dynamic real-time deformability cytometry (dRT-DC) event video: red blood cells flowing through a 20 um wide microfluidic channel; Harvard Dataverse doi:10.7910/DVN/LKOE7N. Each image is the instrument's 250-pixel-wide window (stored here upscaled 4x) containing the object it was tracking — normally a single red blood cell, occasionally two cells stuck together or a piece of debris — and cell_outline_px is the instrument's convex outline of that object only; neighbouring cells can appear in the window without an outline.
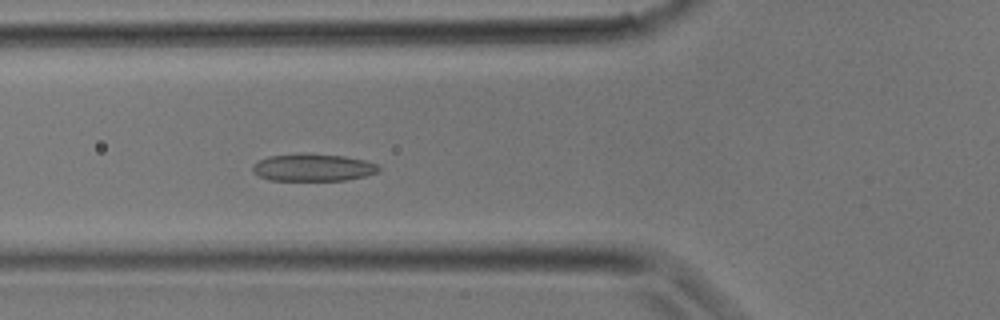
{"species": "common noctule bat (a hibernating species)", "species_latin": "Nyctalus noctula", "temperature_condition": "room temperature", "stored_images_in_passage": 12, "camera_frame_rate_fps": 3000, "um_per_image_px": 0.085, "animal": {"sex": "male", "body_mass_g": 17.9}, "frame": {"image": 1, "passage_image": 12, "time_ms": 3.667, "image_size_px": [1000, 320], "cell_outline_px": [[380, 172], [348, 180], [268, 180], [252, 172], [252, 164], [268, 156], [344, 156], [364, 160], [380, 164]], "centroid_in_image_um": [26.66, 14.28], "position_along_channel_um": 99.1, "area_um2": 19.36}}